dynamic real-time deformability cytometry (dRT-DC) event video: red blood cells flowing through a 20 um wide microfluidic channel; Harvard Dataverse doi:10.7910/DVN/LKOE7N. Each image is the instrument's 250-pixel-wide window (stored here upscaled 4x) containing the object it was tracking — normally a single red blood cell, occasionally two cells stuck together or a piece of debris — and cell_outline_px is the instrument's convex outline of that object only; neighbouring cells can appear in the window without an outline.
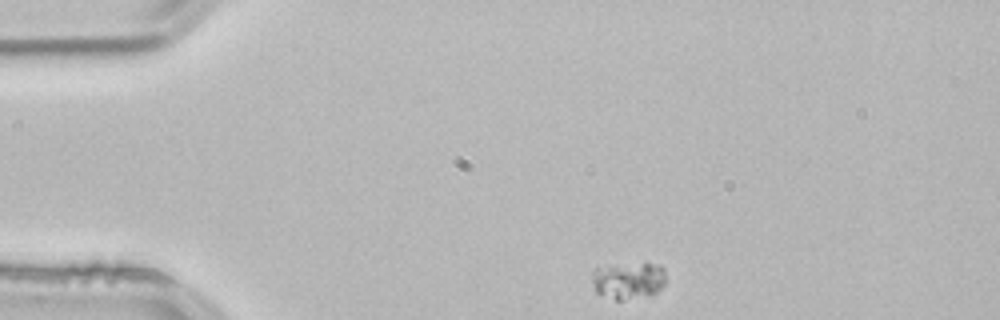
{"species": "common noctule bat (a hibernating species)", "species_latin": "Nyctalus noctula", "temperature_condition": "room temperature", "stored_images_in_passage": 46, "camera_frame_rate_fps": 3000, "um_per_image_px": 0.085, "animal": {"sex": "male", "body_mass_g": 21.5, "forearm_length_mm": 52.0}, "frame": {"image": 1, "passage_image": 1, "time_ms": 0.0, "image_size_px": [1000, 320], "cell_outline_px": [[664, 284], [656, 292], [620, 300], [616, 300], [596, 292], [592, 280], [592, 272], [596, 268], [608, 264], [644, 260], [660, 264], [664, 268]], "centroid_in_image_um": [53.41, 23.73], "position_along_channel_um": 31.6, "area_um2": 16.36}}
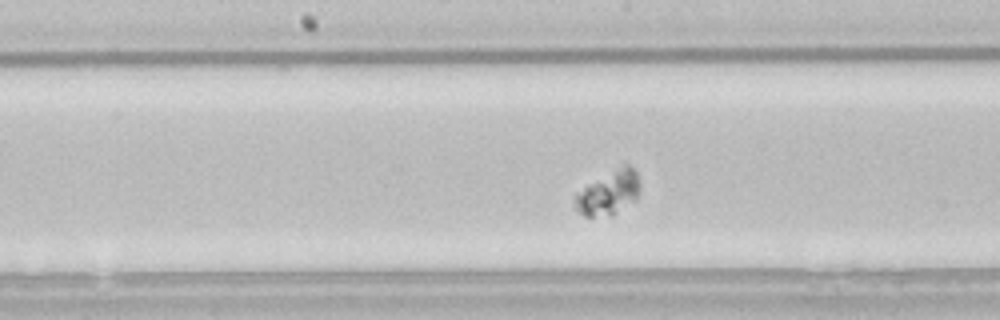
{"frame": {"image": 2, "passage_image": 19, "time_ms": 6.0, "image_size_px": [1000, 320], "cell_outline_px": [[640, 192], [636, 200], [612, 216], [584, 216], [572, 204], [576, 192], [588, 184], [624, 164], [628, 164], [636, 172], [640, 184]], "centroid_in_image_um": [51.74, 16.41], "position_along_channel_um": 196.5, "area_um2": 16.76}}
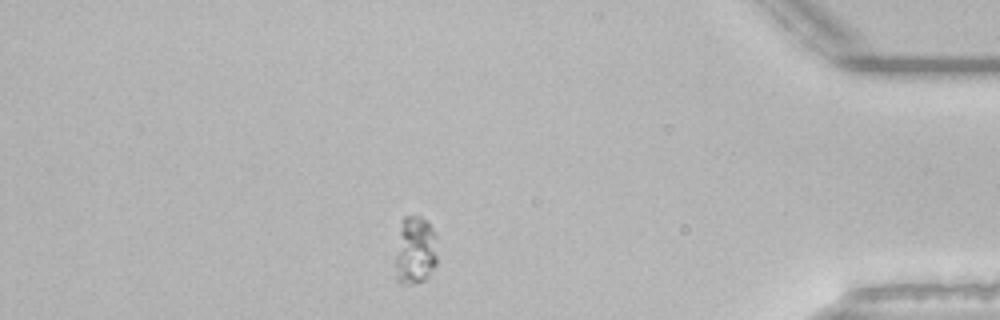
{"frame": {"image": 3, "passage_image": 39, "time_ms": 12.667, "image_size_px": [1000, 320], "cell_outline_px": [[436, 264], [428, 276], [424, 280], [412, 284], [400, 284], [396, 280], [396, 256], [400, 232], [404, 216], [420, 216], [432, 228], [436, 236]], "centroid_in_image_um": [35.3, 21.33], "position_along_channel_um": 399.9, "area_um2": 16.42}}